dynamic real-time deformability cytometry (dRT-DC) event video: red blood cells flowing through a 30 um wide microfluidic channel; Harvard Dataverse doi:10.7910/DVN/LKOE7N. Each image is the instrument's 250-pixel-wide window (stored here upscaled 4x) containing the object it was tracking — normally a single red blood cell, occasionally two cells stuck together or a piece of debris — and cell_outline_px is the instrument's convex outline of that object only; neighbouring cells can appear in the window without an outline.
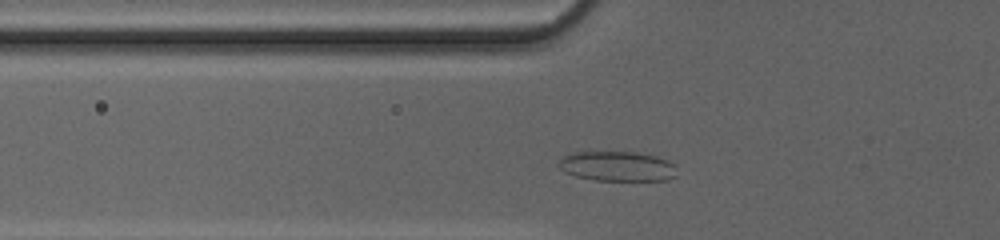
{"species": "common noctule bat (a hibernating species)", "species_latin": "Nyctalus noctula", "temperature_condition": "cold", "stored_images_in_passage": 30, "camera_frame_rate_fps": 3000, "um_per_image_px": 0.085, "animal": {"sex": "female", "body_mass_g": 20.0, "forearm_length_mm": 54.0}, "frame": {"image": 1, "passage_image": 6, "time_ms": 1.667, "image_size_px": [1000, 240], "cell_outline_px": [[676, 176], [668, 180], [592, 180], [576, 176], [564, 172], [560, 168], [560, 160], [568, 152], [636, 152], [656, 156], [668, 160], [672, 164]], "centroid_in_image_um": [52.45, 14.13], "position_along_channel_um": 73.4, "area_um2": 20.46}}
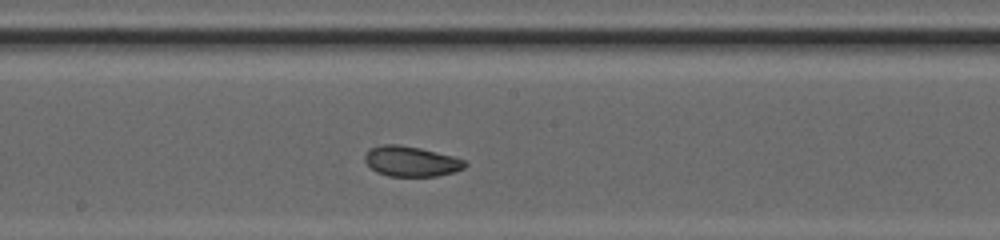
{"frame": {"image": 2, "passage_image": 16, "time_ms": 5.0, "image_size_px": [1000, 240], "cell_outline_px": [[468, 164], [464, 168], [452, 172], [436, 176], [388, 176], [376, 172], [364, 160], [364, 156], [372, 148], [380, 144], [400, 144], [420, 148], [452, 156], [464, 160]], "centroid_in_image_um": [34.93, 13.71], "position_along_channel_um": 213.3, "area_um2": 17.51}}
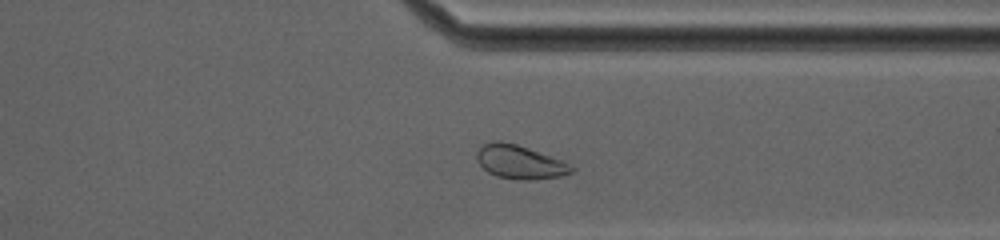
{"frame": {"image": 3, "passage_image": 27, "time_ms": 8.667, "image_size_px": [1000, 240], "cell_outline_px": [[576, 168], [572, 172], [560, 176], [528, 180], [520, 180], [496, 176], [488, 172], [476, 160], [476, 152], [484, 144], [496, 140], [500, 140], [516, 144], [564, 160]], "centroid_in_image_um": [44.19, 13.77], "position_along_channel_um": 367.2, "area_um2": 18.61}, "authors_computed_cell_mechanics": {"area_um2": 18.0914, "velocity_mm_per_s": 4.2004, "shape_relaxation_time_tau1_ms": 6.1975, "shape_relaxation_time_tau2_ms": 1.883, "deformation_change_tau1": 0.1121, "deformation_change_tau2": 0.0524}}